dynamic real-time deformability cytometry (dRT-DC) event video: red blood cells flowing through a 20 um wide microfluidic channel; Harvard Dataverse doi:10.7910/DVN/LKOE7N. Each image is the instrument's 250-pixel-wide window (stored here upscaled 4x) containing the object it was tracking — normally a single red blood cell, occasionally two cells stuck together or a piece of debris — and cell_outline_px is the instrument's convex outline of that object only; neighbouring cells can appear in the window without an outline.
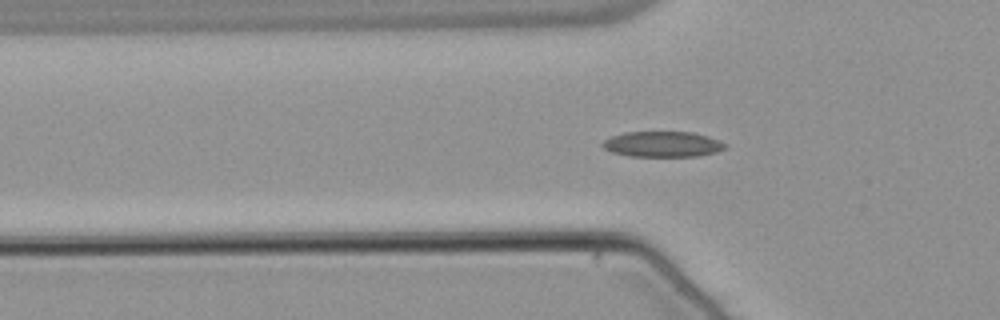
{"species": "common noctule bat (a hibernating species)", "species_latin": "Nyctalus noctula", "temperature_condition": "warm", "stored_images_in_passage": 55, "camera_frame_rate_fps": 3000, "um_per_image_px": 0.085, "animal": {"sex": "male", "body_mass_g": 21.5, "forearm_length_mm": 52.0}, "frame": {"image": 1, "passage_image": 18, "time_ms": 5.667, "image_size_px": [1000, 320], "cell_outline_px": [[728, 148], [716, 152], [700, 156], [628, 156], [612, 152], [604, 148], [600, 144], [604, 140], [612, 136], [624, 132], [692, 132], [708, 136], [728, 144]], "centroid_in_image_um": [56.35, 12.26], "position_along_channel_um": 69.5, "area_um2": 18.38}}
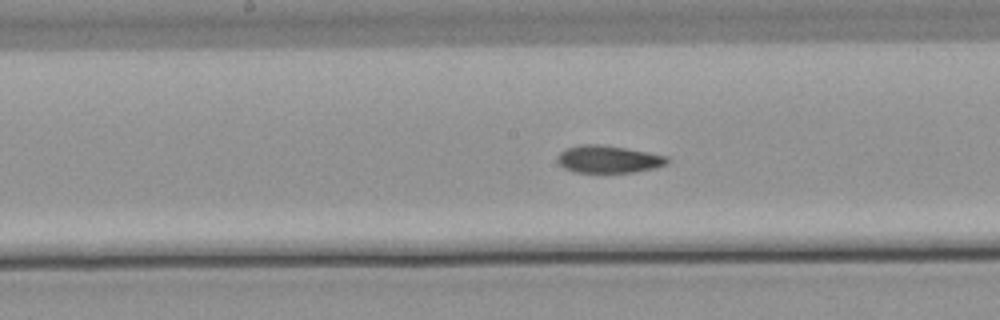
{"frame": {"image": 2, "passage_image": 28, "time_ms": 9.0, "image_size_px": [1000, 320], "cell_outline_px": [[668, 164], [656, 168], [632, 172], [576, 172], [564, 168], [556, 160], [556, 156], [564, 148], [580, 144], [600, 144], [648, 152], [668, 156]], "centroid_in_image_um": [51.69, 13.52], "position_along_channel_um": 196.5, "area_um2": 17.63}}
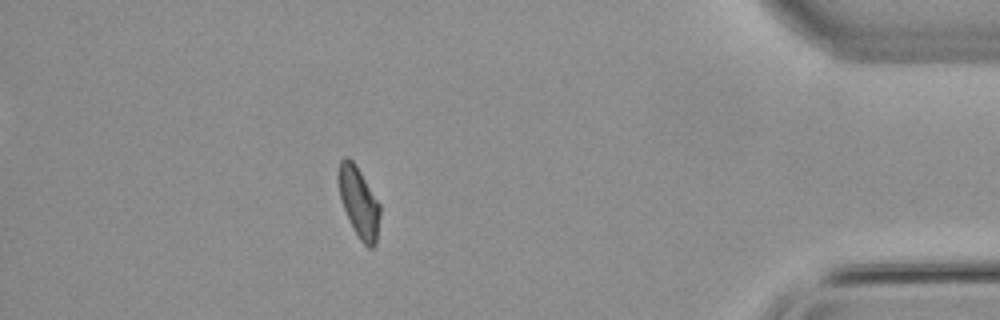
{"frame": {"image": 3, "passage_image": 48, "time_ms": 15.667, "image_size_px": [1000, 320], "cell_outline_px": [[380, 212], [376, 244], [372, 248], [368, 248], [360, 240], [344, 208], [340, 196], [336, 176], [340, 160], [344, 156], [348, 156], [352, 160], [360, 172], [380, 204]], "centroid_in_image_um": [30.49, 17.15], "position_along_channel_um": 404.7, "area_um2": 16.82}, "authors_computed_cell_mechanics": {"area_um2": 17.629, "velocity_mm_per_s": 3.8053, "shape_relaxation_time_tau1_ms": 9.554, "shape_relaxation_time_tau2_ms": 3.6293, "deformation_change_tau1": 0.186, "deformation_change_tau2": 0.0793}}